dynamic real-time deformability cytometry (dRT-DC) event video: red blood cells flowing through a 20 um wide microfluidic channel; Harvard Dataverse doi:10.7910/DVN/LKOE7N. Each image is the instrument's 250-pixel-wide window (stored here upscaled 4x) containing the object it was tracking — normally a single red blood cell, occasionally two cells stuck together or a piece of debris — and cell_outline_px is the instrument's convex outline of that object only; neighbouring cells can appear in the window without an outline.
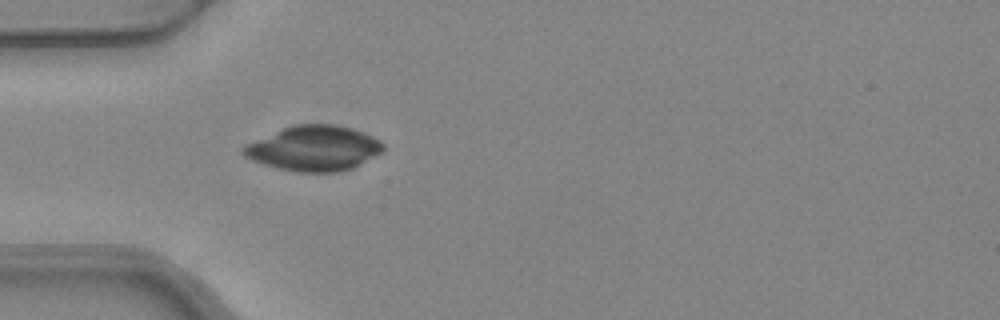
{"species": "common noctule bat (a hibernating species)", "species_latin": "Nyctalus noctula", "temperature_condition": "warm", "stored_images_in_passage": 1, "camera_frame_rate_fps": 3000, "um_per_image_px": 0.085, "animal": {"sex": "female", "body_mass_g": 24.6, "forearm_length_mm": 56.2}, "frame": {"image": 1, "passage_image": 1, "time_ms": 0.0, "image_size_px": [1000, 320], "cell_outline_px": [[384, 152], [352, 168], [336, 172], [296, 172], [264, 164], [252, 160], [244, 156], [240, 152], [240, 148], [244, 144], [292, 124], [332, 124], [348, 128], [360, 132], [380, 140], [384, 144]], "centroid_in_image_um": [26.64, 12.61], "position_along_channel_um": 58.4, "area_um2": 36.7}}